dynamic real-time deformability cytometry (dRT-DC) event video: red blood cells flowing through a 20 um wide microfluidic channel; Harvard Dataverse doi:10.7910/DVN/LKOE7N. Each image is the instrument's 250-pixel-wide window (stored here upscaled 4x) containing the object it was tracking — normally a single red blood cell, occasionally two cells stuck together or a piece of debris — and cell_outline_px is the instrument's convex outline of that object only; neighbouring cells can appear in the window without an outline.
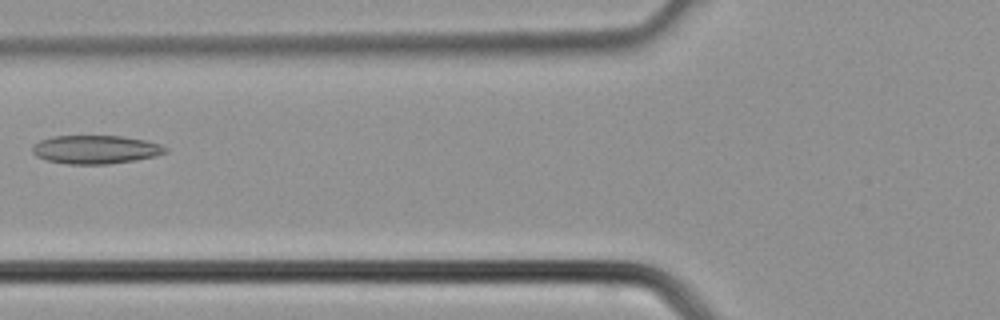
{"species": "common noctule bat (a hibernating species)", "species_latin": "Nyctalus noctula", "temperature_condition": "cold", "stored_images_in_passage": 33, "camera_frame_rate_fps": 3000, "um_per_image_px": 0.085, "animal": {"sex": "male", "body_mass_g": 21.5, "forearm_length_mm": 52.0}, "frame": {"image": 1, "passage_image": 10, "time_ms": 3.0, "image_size_px": [1000, 320], "cell_outline_px": [[168, 152], [156, 156], [136, 160], [108, 164], [68, 164], [48, 160], [36, 156], [32, 152], [32, 144], [40, 140], [52, 136], [124, 136], [148, 140], [160, 144], [168, 148]], "centroid_in_image_um": [8.16, 12.7], "position_along_channel_um": 117.6, "area_um2": 22.31}}
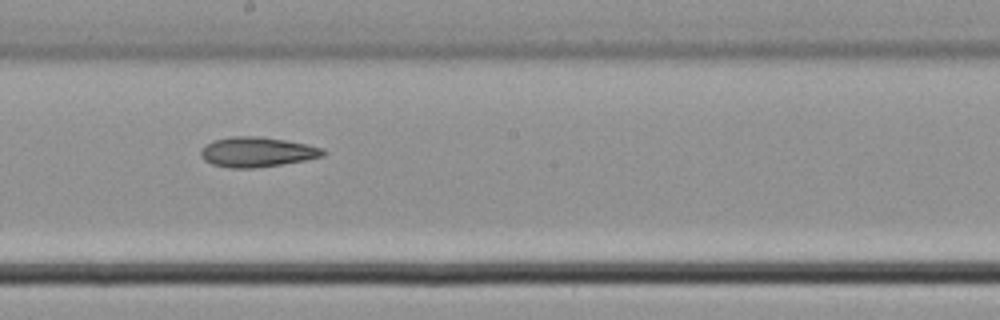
{"frame": {"image": 2, "passage_image": 16, "time_ms": 5.0, "image_size_px": [1000, 320], "cell_outline_px": [[328, 152], [324, 156], [304, 160], [280, 164], [252, 168], [228, 168], [212, 164], [204, 160], [200, 156], [200, 148], [212, 140], [232, 136], [260, 136], [308, 144], [324, 148]], "centroid_in_image_um": [21.83, 12.91], "position_along_channel_um": 226.4, "area_um2": 21.5}}
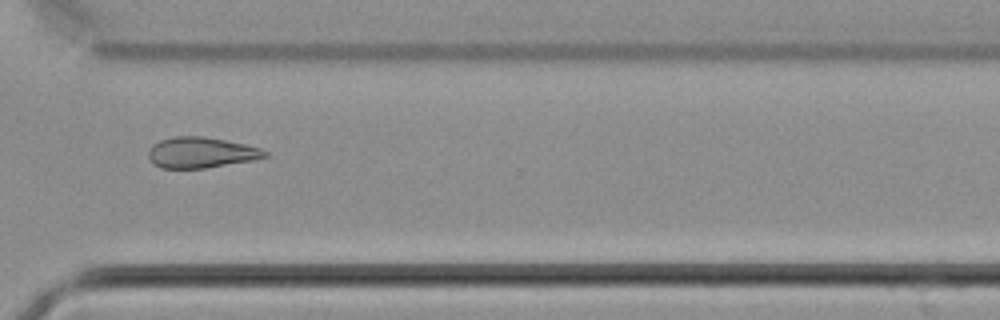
{"frame": {"image": 3, "passage_image": 23, "time_ms": 7.333, "image_size_px": [1000, 320], "cell_outline_px": [[268, 156], [252, 160], [204, 168], [160, 168], [148, 156], [148, 152], [152, 144], [160, 140], [176, 136], [204, 136], [244, 144], [260, 148], [268, 152]], "centroid_in_image_um": [17.08, 12.96], "position_along_channel_um": 353.5, "area_um2": 20.63}}